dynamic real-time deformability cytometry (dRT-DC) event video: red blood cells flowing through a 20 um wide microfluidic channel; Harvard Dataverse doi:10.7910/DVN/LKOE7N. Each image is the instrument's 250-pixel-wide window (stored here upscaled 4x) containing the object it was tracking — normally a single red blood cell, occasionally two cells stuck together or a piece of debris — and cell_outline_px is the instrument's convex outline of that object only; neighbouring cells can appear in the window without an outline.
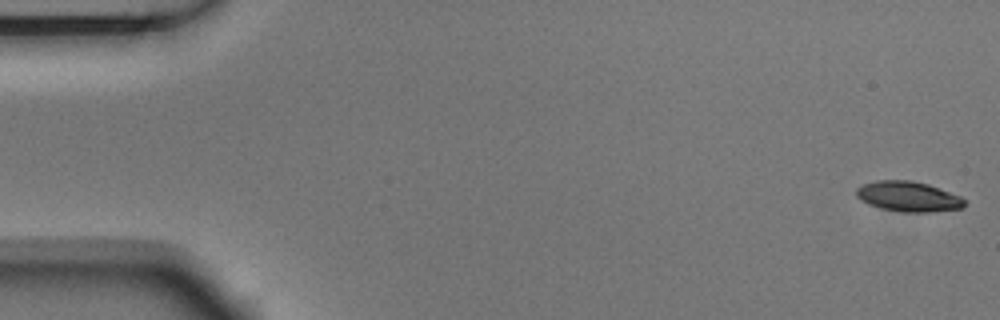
{"species": "Egyptian fruit bat (a non-hibernating species)", "species_latin": "Rousettus aegyptiacus", "temperature_condition": "room temperature", "stored_images_in_passage": 6, "camera_frame_rate_fps": 3000, "um_per_image_px": 0.085, "animal": {"sex": "male"}, "frame": {"image": 1, "passage_image": 1, "time_ms": 0.0, "image_size_px": [1000, 320], "cell_outline_px": [[964, 208], [928, 212], [900, 212], [868, 204], [860, 200], [856, 196], [856, 188], [864, 184], [876, 180], [912, 180], [928, 184], [960, 196], [964, 200]], "centroid_in_image_um": [77.19, 16.7], "position_along_channel_um": 7.8, "area_um2": 18.96}}
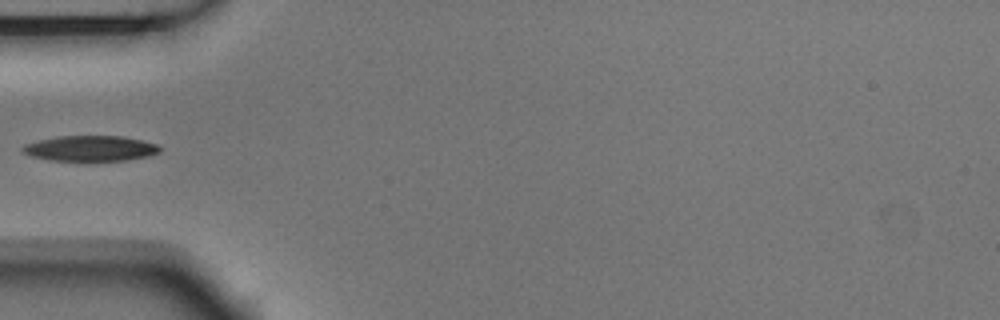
{"frame": {"image": 2, "passage_image": 5, "time_ms": 1.333, "image_size_px": [1000, 320], "cell_outline_px": [[160, 152], [148, 156], [124, 160], [52, 160], [28, 156], [20, 152], [20, 148], [24, 144], [36, 140], [56, 136], [120, 136], [140, 140], [156, 144], [160, 148]], "centroid_in_image_um": [7.58, 12.6], "position_along_channel_um": 77.4, "area_um2": 20.35}}
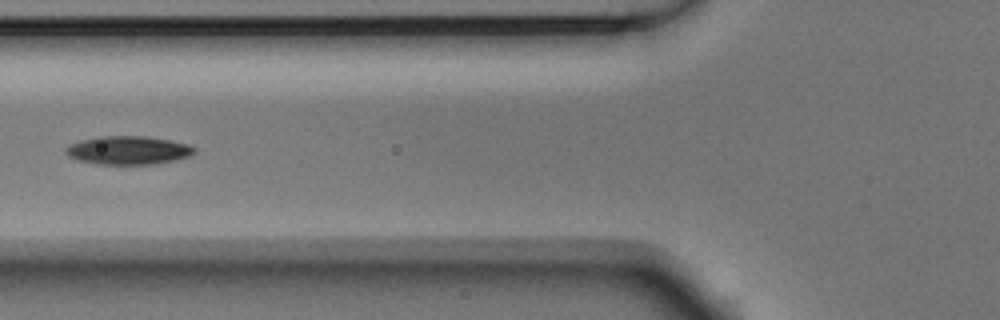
{"frame": {"image": 3, "passage_image": 6, "time_ms": 1.667, "image_size_px": [1000, 320], "cell_outline_px": [[196, 152], [188, 156], [156, 164], [96, 164], [80, 160], [68, 156], [64, 152], [64, 148], [80, 140], [100, 136], [144, 136], [168, 140], [188, 144], [196, 148]], "centroid_in_image_um": [10.88, 12.77], "position_along_channel_um": 114.9, "area_um2": 21.15}}